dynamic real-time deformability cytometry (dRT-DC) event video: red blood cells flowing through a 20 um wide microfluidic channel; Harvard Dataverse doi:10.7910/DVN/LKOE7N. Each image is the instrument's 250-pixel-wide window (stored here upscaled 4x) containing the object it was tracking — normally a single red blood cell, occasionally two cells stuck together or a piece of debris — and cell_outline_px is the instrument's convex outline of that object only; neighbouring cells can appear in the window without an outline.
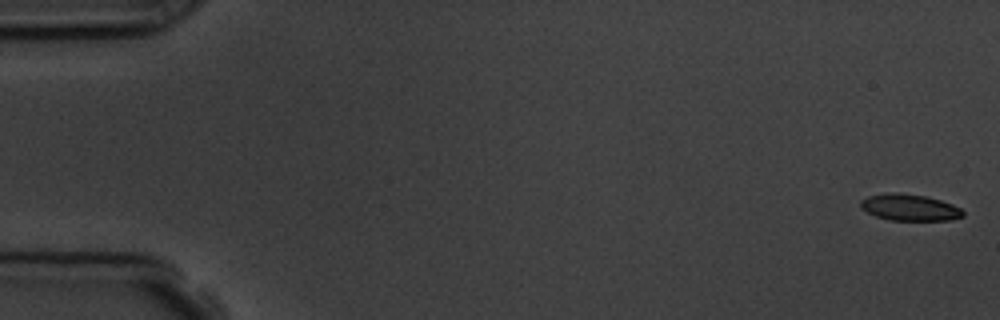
{"species": "common noctule bat (a hibernating species)", "species_latin": "Nyctalus noctula", "temperature_condition": "room temperature", "stored_images_in_passage": 16, "camera_frame_rate_fps": 3000, "um_per_image_px": 0.085, "animal": {"sex": "male", "body_mass_g": 19.5, "forearm_length_mm": 54.6}, "frame": {"image": 1, "passage_image": 1, "time_ms": 0.0, "image_size_px": [1000, 320], "cell_outline_px": [[964, 216], [948, 220], [888, 220], [876, 216], [860, 208], [860, 200], [868, 196], [892, 192], [896, 192], [924, 196], [940, 200], [952, 204], [960, 208], [964, 212]], "centroid_in_image_um": [77.3, 17.63], "position_along_channel_um": 7.7, "area_um2": 15.72}}
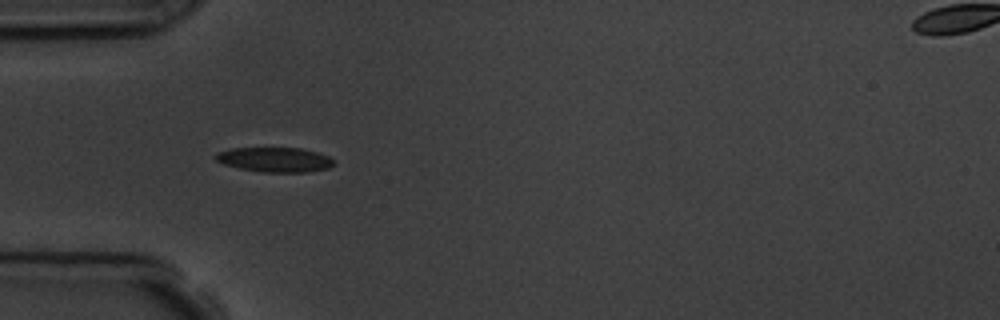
{"frame": {"image": 2, "passage_image": 5, "time_ms": 5.333, "image_size_px": [1000, 320], "cell_outline_px": [[336, 164], [328, 168], [308, 172], [264, 172], [240, 168], [224, 164], [216, 160], [212, 156], [216, 152], [228, 148], [300, 148], [316, 152], [328, 156]], "centroid_in_image_um": [23.32, 13.56], "position_along_channel_um": 61.7, "area_um2": 17.05}}
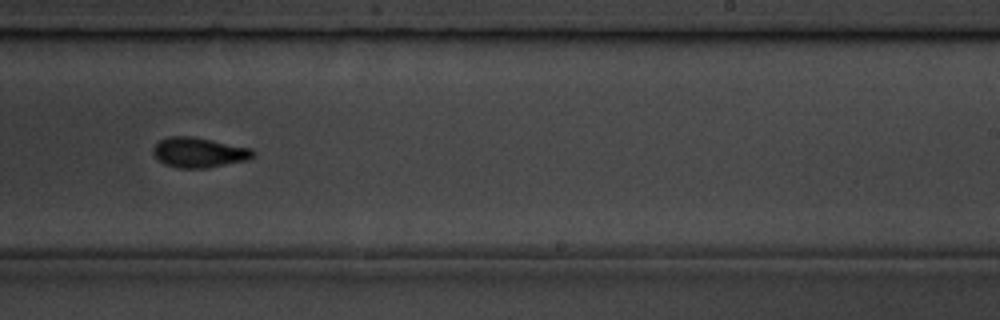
{"frame": {"image": 3, "passage_image": 10, "time_ms": 11.0, "image_size_px": [1000, 320], "cell_outline_px": [[256, 156], [248, 160], [208, 168], [176, 168], [164, 164], [152, 152], [152, 148], [160, 140], [168, 136], [192, 136], [252, 148], [256, 152]], "centroid_in_image_um": [16.95, 12.96], "position_along_channel_um": 272.1, "area_um2": 17.69}, "authors_computed_cell_mechanics": {"area_um2": 16.9354, "velocity_mm_per_s": 3.7569, "shape_relaxation_time_tau1_ms": 3.538, "shape_relaxation_time_tau2_ms": 1.0555, "deformation_change_tau1": 0.0941, "deformation_change_tau2": 0.0442}}